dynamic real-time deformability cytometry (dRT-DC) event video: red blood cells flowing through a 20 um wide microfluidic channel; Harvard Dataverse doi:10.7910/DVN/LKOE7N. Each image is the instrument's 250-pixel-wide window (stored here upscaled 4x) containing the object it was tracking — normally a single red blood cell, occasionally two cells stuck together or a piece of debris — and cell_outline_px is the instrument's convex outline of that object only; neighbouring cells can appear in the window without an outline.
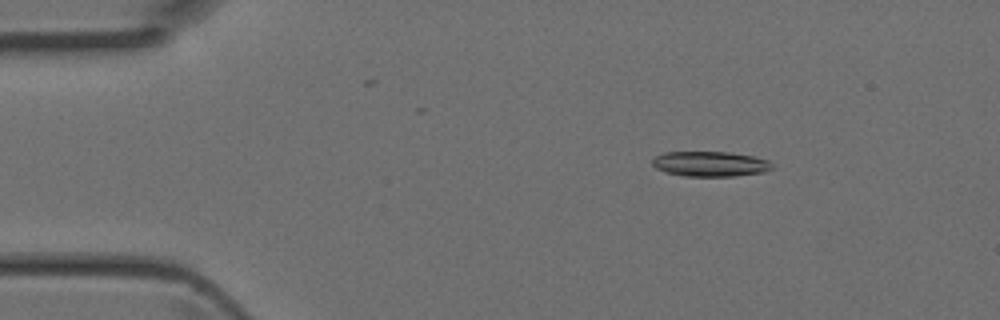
{"species": "Egyptian fruit bat (a non-hibernating species)", "species_latin": "Rousettus aegyptiacus", "temperature_condition": "room temperature", "stored_images_in_passage": 4, "camera_frame_rate_fps": 3000, "um_per_image_px": 0.085, "animal": {"sex": "female"}, "frame": {"image": 1, "passage_image": 3, "time_ms": 0.667, "image_size_px": [1000, 320], "cell_outline_px": [[772, 168], [764, 172], [736, 176], [684, 176], [664, 172], [656, 168], [652, 164], [652, 160], [656, 156], [664, 152], [728, 152], [752, 156], [768, 160], [772, 164]], "centroid_in_image_um": [60.35, 13.94], "position_along_channel_um": 24.7, "area_um2": 17.51}}